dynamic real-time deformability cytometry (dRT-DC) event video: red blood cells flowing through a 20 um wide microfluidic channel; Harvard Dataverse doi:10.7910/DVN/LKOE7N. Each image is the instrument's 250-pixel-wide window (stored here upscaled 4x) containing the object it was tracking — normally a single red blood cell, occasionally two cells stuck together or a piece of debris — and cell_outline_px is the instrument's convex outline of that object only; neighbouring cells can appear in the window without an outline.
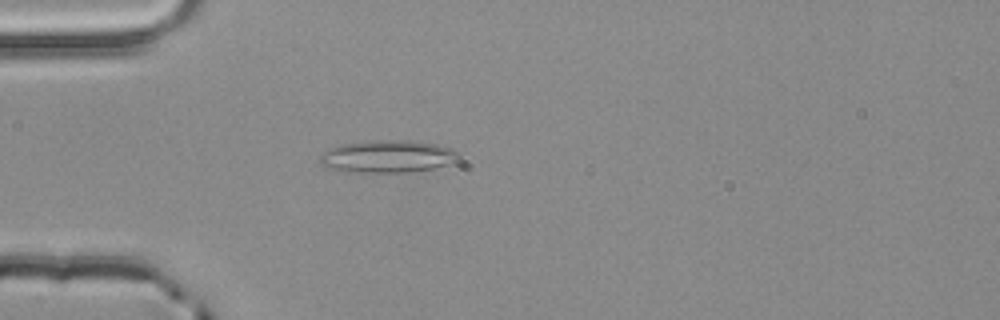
{"species": "common noctule bat (a hibernating species)", "species_latin": "Nyctalus noctula", "temperature_condition": "room temperature", "stored_images_in_passage": 4, "camera_frame_rate_fps": 3000, "um_per_image_px": 0.085, "animal": {"sex": "male", "body_mass_g": 20.4}, "frame": {"image": 1, "passage_image": 4, "time_ms": 1.0, "image_size_px": [1000, 320], "cell_outline_px": [[464, 152], [448, 164], [432, 168], [408, 172], [352, 172], [332, 168], [320, 164], [320, 156], [328, 148], [344, 144], [376, 140], [408, 140], [436, 144], [452, 148]], "centroid_in_image_um": [32.98, 13.29], "position_along_channel_um": 52.0, "area_um2": 26.01}}